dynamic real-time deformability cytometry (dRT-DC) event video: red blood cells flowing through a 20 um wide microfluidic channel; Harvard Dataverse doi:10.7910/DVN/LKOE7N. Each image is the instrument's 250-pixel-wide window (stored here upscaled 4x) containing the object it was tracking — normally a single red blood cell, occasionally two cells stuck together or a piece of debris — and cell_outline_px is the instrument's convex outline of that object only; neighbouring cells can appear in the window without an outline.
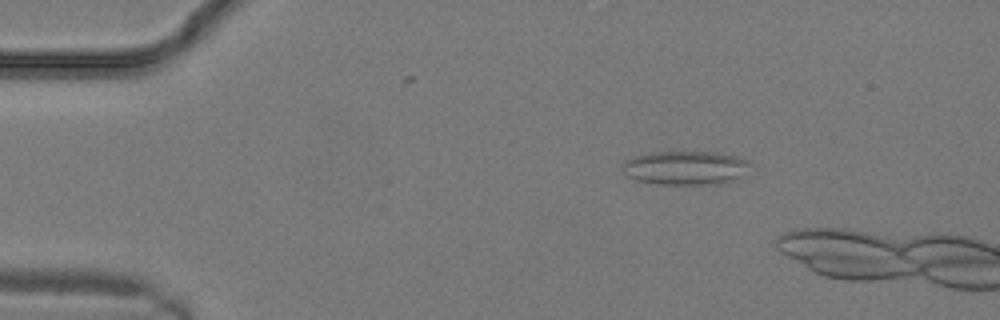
{"species": "common noctule bat (a hibernating species)", "species_latin": "Nyctalus noctula", "temperature_condition": "warm", "stored_images_in_passage": 8, "camera_frame_rate_fps": 3000, "um_per_image_px": 0.085, "animal": {"sex": "male", "body_mass_g": 19.2, "forearm_length_mm": 51.8}, "frame": {"image": 1, "passage_image": 4, "time_ms": 1.0, "image_size_px": [1000, 320], "cell_outline_px": [[748, 164], [732, 180], [720, 184], [660, 184], [636, 180], [628, 176], [620, 168], [620, 164], [624, 160], [648, 152], [716, 152], [736, 156], [748, 160]], "centroid_in_image_um": [58.13, 14.25], "position_along_channel_um": 26.9, "area_um2": 24.85}}